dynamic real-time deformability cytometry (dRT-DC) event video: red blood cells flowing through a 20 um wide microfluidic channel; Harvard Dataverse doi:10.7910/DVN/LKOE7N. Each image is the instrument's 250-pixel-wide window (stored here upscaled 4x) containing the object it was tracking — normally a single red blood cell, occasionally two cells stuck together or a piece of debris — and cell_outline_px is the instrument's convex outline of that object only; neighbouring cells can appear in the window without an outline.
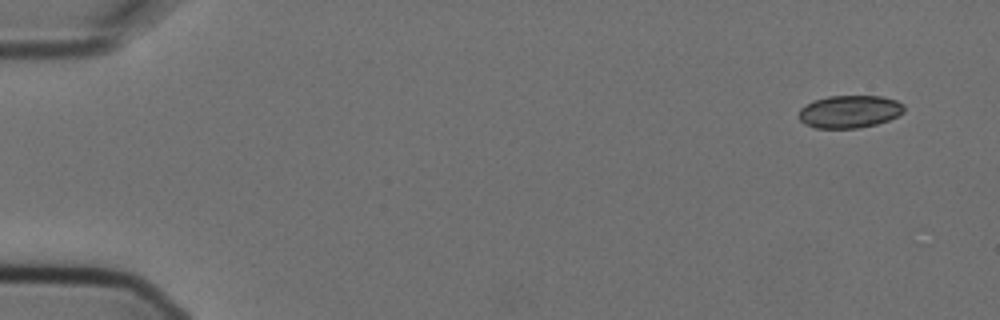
{"species": "Egyptian fruit bat (a non-hibernating species)", "species_latin": "Rousettus aegyptiacus", "temperature_condition": "cold", "stored_images_in_passage": 5, "camera_frame_rate_fps": 3000, "um_per_image_px": 0.085, "animal": {"sex": "female"}, "frame": {"image": 1, "passage_image": 1, "time_ms": 0.0, "image_size_px": [1000, 320], "cell_outline_px": [[904, 112], [888, 120], [876, 124], [860, 128], [816, 128], [804, 124], [800, 120], [800, 108], [816, 100], [828, 96], [880, 96], [896, 100], [904, 104]], "centroid_in_image_um": [72.23, 9.49], "position_along_channel_um": 12.8, "area_um2": 19.88}}
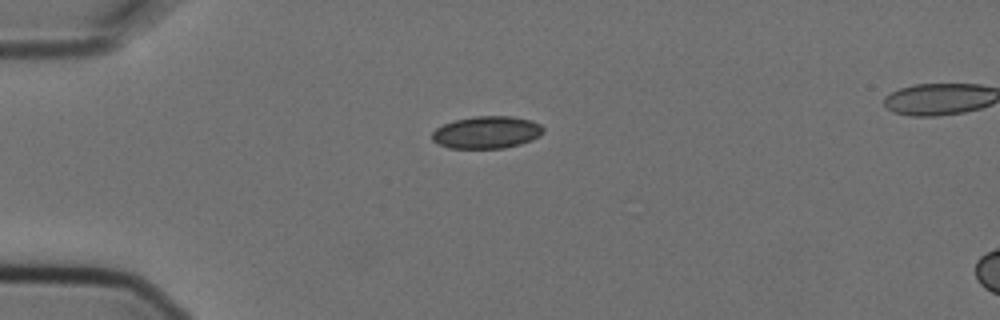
{"frame": {"image": 2, "passage_image": 4, "time_ms": 1.0, "image_size_px": [1000, 320], "cell_outline_px": [[544, 132], [540, 136], [532, 140], [520, 144], [504, 148], [448, 148], [432, 140], [432, 132], [436, 128], [444, 124], [456, 120], [476, 116], [512, 116], [532, 120], [540, 124], [544, 128]], "centroid_in_image_um": [41.4, 11.25], "position_along_channel_um": 43.6, "area_um2": 20.98}}